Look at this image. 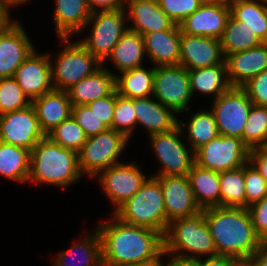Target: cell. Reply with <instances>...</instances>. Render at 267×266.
Returning <instances> with one entry per match:
<instances>
[{
  "mask_svg": "<svg viewBox=\"0 0 267 266\" xmlns=\"http://www.w3.org/2000/svg\"><path fill=\"white\" fill-rule=\"evenodd\" d=\"M113 220L96 227L102 241L103 266H140L164 253L163 236L150 228Z\"/></svg>",
  "mask_w": 267,
  "mask_h": 266,
  "instance_id": "obj_1",
  "label": "cell"
},
{
  "mask_svg": "<svg viewBox=\"0 0 267 266\" xmlns=\"http://www.w3.org/2000/svg\"><path fill=\"white\" fill-rule=\"evenodd\" d=\"M202 211L218 255L252 257L264 244L247 208L217 206Z\"/></svg>",
  "mask_w": 267,
  "mask_h": 266,
  "instance_id": "obj_2",
  "label": "cell"
},
{
  "mask_svg": "<svg viewBox=\"0 0 267 266\" xmlns=\"http://www.w3.org/2000/svg\"><path fill=\"white\" fill-rule=\"evenodd\" d=\"M82 178L78 153L61 147L47 136L31 150L29 179L31 183H46L68 187Z\"/></svg>",
  "mask_w": 267,
  "mask_h": 266,
  "instance_id": "obj_3",
  "label": "cell"
},
{
  "mask_svg": "<svg viewBox=\"0 0 267 266\" xmlns=\"http://www.w3.org/2000/svg\"><path fill=\"white\" fill-rule=\"evenodd\" d=\"M163 241L164 254L172 255L170 258L198 259L200 255L201 258L218 255L203 211L191 217L171 221Z\"/></svg>",
  "mask_w": 267,
  "mask_h": 266,
  "instance_id": "obj_4",
  "label": "cell"
},
{
  "mask_svg": "<svg viewBox=\"0 0 267 266\" xmlns=\"http://www.w3.org/2000/svg\"><path fill=\"white\" fill-rule=\"evenodd\" d=\"M113 215L123 223L150 228L164 237L166 214L160 181L153 176L147 178L131 198L113 211Z\"/></svg>",
  "mask_w": 267,
  "mask_h": 266,
  "instance_id": "obj_5",
  "label": "cell"
},
{
  "mask_svg": "<svg viewBox=\"0 0 267 266\" xmlns=\"http://www.w3.org/2000/svg\"><path fill=\"white\" fill-rule=\"evenodd\" d=\"M60 40L64 48L57 53L55 61L50 59L52 86L55 90L68 91L83 78L92 75L102 63L78 40L71 42L69 37H60Z\"/></svg>",
  "mask_w": 267,
  "mask_h": 266,
  "instance_id": "obj_6",
  "label": "cell"
},
{
  "mask_svg": "<svg viewBox=\"0 0 267 266\" xmlns=\"http://www.w3.org/2000/svg\"><path fill=\"white\" fill-rule=\"evenodd\" d=\"M126 21L129 23L125 8L93 12L82 30L91 26L89 37L78 41L103 63L127 31Z\"/></svg>",
  "mask_w": 267,
  "mask_h": 266,
  "instance_id": "obj_7",
  "label": "cell"
},
{
  "mask_svg": "<svg viewBox=\"0 0 267 266\" xmlns=\"http://www.w3.org/2000/svg\"><path fill=\"white\" fill-rule=\"evenodd\" d=\"M129 139L122 133L108 128L98 135L87 137L86 142L78 152V166L81 175L96 178L104 169L118 161Z\"/></svg>",
  "mask_w": 267,
  "mask_h": 266,
  "instance_id": "obj_8",
  "label": "cell"
},
{
  "mask_svg": "<svg viewBox=\"0 0 267 266\" xmlns=\"http://www.w3.org/2000/svg\"><path fill=\"white\" fill-rule=\"evenodd\" d=\"M249 153L242 139L219 134L194 152L195 164L220 173L244 166Z\"/></svg>",
  "mask_w": 267,
  "mask_h": 266,
  "instance_id": "obj_9",
  "label": "cell"
},
{
  "mask_svg": "<svg viewBox=\"0 0 267 266\" xmlns=\"http://www.w3.org/2000/svg\"><path fill=\"white\" fill-rule=\"evenodd\" d=\"M185 132L179 125L174 129L149 136L154 155L162 169L157 176L188 175L195 163L194 151L185 146L180 134ZM180 137V138H179Z\"/></svg>",
  "mask_w": 267,
  "mask_h": 266,
  "instance_id": "obj_10",
  "label": "cell"
},
{
  "mask_svg": "<svg viewBox=\"0 0 267 266\" xmlns=\"http://www.w3.org/2000/svg\"><path fill=\"white\" fill-rule=\"evenodd\" d=\"M252 105L253 102L242 87H231L213 100L210 109L219 134L242 139Z\"/></svg>",
  "mask_w": 267,
  "mask_h": 266,
  "instance_id": "obj_11",
  "label": "cell"
},
{
  "mask_svg": "<svg viewBox=\"0 0 267 266\" xmlns=\"http://www.w3.org/2000/svg\"><path fill=\"white\" fill-rule=\"evenodd\" d=\"M152 96L175 114L187 112L192 98L188 70L181 65L155 67Z\"/></svg>",
  "mask_w": 267,
  "mask_h": 266,
  "instance_id": "obj_12",
  "label": "cell"
},
{
  "mask_svg": "<svg viewBox=\"0 0 267 266\" xmlns=\"http://www.w3.org/2000/svg\"><path fill=\"white\" fill-rule=\"evenodd\" d=\"M141 166L132 163H118L104 169L97 175L101 188L116 210L127 199L131 198L147 180Z\"/></svg>",
  "mask_w": 267,
  "mask_h": 266,
  "instance_id": "obj_13",
  "label": "cell"
},
{
  "mask_svg": "<svg viewBox=\"0 0 267 266\" xmlns=\"http://www.w3.org/2000/svg\"><path fill=\"white\" fill-rule=\"evenodd\" d=\"M44 137L32 104L0 115V141L31 151Z\"/></svg>",
  "mask_w": 267,
  "mask_h": 266,
  "instance_id": "obj_14",
  "label": "cell"
},
{
  "mask_svg": "<svg viewBox=\"0 0 267 266\" xmlns=\"http://www.w3.org/2000/svg\"><path fill=\"white\" fill-rule=\"evenodd\" d=\"M230 16L228 0H205L201 6L180 24L182 33L219 39Z\"/></svg>",
  "mask_w": 267,
  "mask_h": 266,
  "instance_id": "obj_15",
  "label": "cell"
},
{
  "mask_svg": "<svg viewBox=\"0 0 267 266\" xmlns=\"http://www.w3.org/2000/svg\"><path fill=\"white\" fill-rule=\"evenodd\" d=\"M165 203L166 231L171 221L197 215V204L187 175L157 176Z\"/></svg>",
  "mask_w": 267,
  "mask_h": 266,
  "instance_id": "obj_16",
  "label": "cell"
},
{
  "mask_svg": "<svg viewBox=\"0 0 267 266\" xmlns=\"http://www.w3.org/2000/svg\"><path fill=\"white\" fill-rule=\"evenodd\" d=\"M34 49L21 22L13 20L0 33V78L14 77Z\"/></svg>",
  "mask_w": 267,
  "mask_h": 266,
  "instance_id": "obj_17",
  "label": "cell"
},
{
  "mask_svg": "<svg viewBox=\"0 0 267 266\" xmlns=\"http://www.w3.org/2000/svg\"><path fill=\"white\" fill-rule=\"evenodd\" d=\"M50 63V54L34 49L17 68L14 78L31 101L53 90Z\"/></svg>",
  "mask_w": 267,
  "mask_h": 266,
  "instance_id": "obj_18",
  "label": "cell"
},
{
  "mask_svg": "<svg viewBox=\"0 0 267 266\" xmlns=\"http://www.w3.org/2000/svg\"><path fill=\"white\" fill-rule=\"evenodd\" d=\"M225 61L219 39L181 32L180 62L187 70L210 67Z\"/></svg>",
  "mask_w": 267,
  "mask_h": 266,
  "instance_id": "obj_19",
  "label": "cell"
},
{
  "mask_svg": "<svg viewBox=\"0 0 267 266\" xmlns=\"http://www.w3.org/2000/svg\"><path fill=\"white\" fill-rule=\"evenodd\" d=\"M227 77L232 87H242L251 78L267 69V43L236 52L225 58Z\"/></svg>",
  "mask_w": 267,
  "mask_h": 266,
  "instance_id": "obj_20",
  "label": "cell"
},
{
  "mask_svg": "<svg viewBox=\"0 0 267 266\" xmlns=\"http://www.w3.org/2000/svg\"><path fill=\"white\" fill-rule=\"evenodd\" d=\"M146 56L158 66H177L180 62L181 30L174 24L170 29L143 34Z\"/></svg>",
  "mask_w": 267,
  "mask_h": 266,
  "instance_id": "obj_21",
  "label": "cell"
},
{
  "mask_svg": "<svg viewBox=\"0 0 267 266\" xmlns=\"http://www.w3.org/2000/svg\"><path fill=\"white\" fill-rule=\"evenodd\" d=\"M127 20L131 31L141 35L170 29L175 23L161 10L156 0H128Z\"/></svg>",
  "mask_w": 267,
  "mask_h": 266,
  "instance_id": "obj_22",
  "label": "cell"
},
{
  "mask_svg": "<svg viewBox=\"0 0 267 266\" xmlns=\"http://www.w3.org/2000/svg\"><path fill=\"white\" fill-rule=\"evenodd\" d=\"M31 104L35 108L40 129L45 136L72 115V104L67 91L53 89L34 98Z\"/></svg>",
  "mask_w": 267,
  "mask_h": 266,
  "instance_id": "obj_23",
  "label": "cell"
},
{
  "mask_svg": "<svg viewBox=\"0 0 267 266\" xmlns=\"http://www.w3.org/2000/svg\"><path fill=\"white\" fill-rule=\"evenodd\" d=\"M154 98H133L137 125L147 130L148 136L174 129L178 125L175 113Z\"/></svg>",
  "mask_w": 267,
  "mask_h": 266,
  "instance_id": "obj_24",
  "label": "cell"
},
{
  "mask_svg": "<svg viewBox=\"0 0 267 266\" xmlns=\"http://www.w3.org/2000/svg\"><path fill=\"white\" fill-rule=\"evenodd\" d=\"M115 75L106 66L101 65L92 75L76 83L67 91L72 106L87 105L111 94L116 89Z\"/></svg>",
  "mask_w": 267,
  "mask_h": 266,
  "instance_id": "obj_25",
  "label": "cell"
},
{
  "mask_svg": "<svg viewBox=\"0 0 267 266\" xmlns=\"http://www.w3.org/2000/svg\"><path fill=\"white\" fill-rule=\"evenodd\" d=\"M54 23L58 37H70L84 29L91 17L87 0H55Z\"/></svg>",
  "mask_w": 267,
  "mask_h": 266,
  "instance_id": "obj_26",
  "label": "cell"
},
{
  "mask_svg": "<svg viewBox=\"0 0 267 266\" xmlns=\"http://www.w3.org/2000/svg\"><path fill=\"white\" fill-rule=\"evenodd\" d=\"M93 232L60 252L53 260V266H103L101 236L97 229Z\"/></svg>",
  "mask_w": 267,
  "mask_h": 266,
  "instance_id": "obj_27",
  "label": "cell"
},
{
  "mask_svg": "<svg viewBox=\"0 0 267 266\" xmlns=\"http://www.w3.org/2000/svg\"><path fill=\"white\" fill-rule=\"evenodd\" d=\"M145 54L143 36L127 29L102 65H104L106 61L112 60L111 62L114 64V67L118 72L122 73L141 67Z\"/></svg>",
  "mask_w": 267,
  "mask_h": 266,
  "instance_id": "obj_28",
  "label": "cell"
},
{
  "mask_svg": "<svg viewBox=\"0 0 267 266\" xmlns=\"http://www.w3.org/2000/svg\"><path fill=\"white\" fill-rule=\"evenodd\" d=\"M195 200L201 209L220 206L219 172L195 164L188 173Z\"/></svg>",
  "mask_w": 267,
  "mask_h": 266,
  "instance_id": "obj_29",
  "label": "cell"
},
{
  "mask_svg": "<svg viewBox=\"0 0 267 266\" xmlns=\"http://www.w3.org/2000/svg\"><path fill=\"white\" fill-rule=\"evenodd\" d=\"M192 95L197 91L205 95L213 94L214 100L232 86L227 77V66L224 61L210 67L188 70Z\"/></svg>",
  "mask_w": 267,
  "mask_h": 266,
  "instance_id": "obj_30",
  "label": "cell"
},
{
  "mask_svg": "<svg viewBox=\"0 0 267 266\" xmlns=\"http://www.w3.org/2000/svg\"><path fill=\"white\" fill-rule=\"evenodd\" d=\"M228 3L230 14L237 21L246 23L263 43H267V1L228 0Z\"/></svg>",
  "mask_w": 267,
  "mask_h": 266,
  "instance_id": "obj_31",
  "label": "cell"
},
{
  "mask_svg": "<svg viewBox=\"0 0 267 266\" xmlns=\"http://www.w3.org/2000/svg\"><path fill=\"white\" fill-rule=\"evenodd\" d=\"M155 66L148 70L143 66L115 75V87L119 96L125 98L153 97Z\"/></svg>",
  "mask_w": 267,
  "mask_h": 266,
  "instance_id": "obj_32",
  "label": "cell"
},
{
  "mask_svg": "<svg viewBox=\"0 0 267 266\" xmlns=\"http://www.w3.org/2000/svg\"><path fill=\"white\" fill-rule=\"evenodd\" d=\"M31 151L0 141V175L25 183L29 179Z\"/></svg>",
  "mask_w": 267,
  "mask_h": 266,
  "instance_id": "obj_33",
  "label": "cell"
},
{
  "mask_svg": "<svg viewBox=\"0 0 267 266\" xmlns=\"http://www.w3.org/2000/svg\"><path fill=\"white\" fill-rule=\"evenodd\" d=\"M220 42L225 58L230 54L246 51L263 43L260 38L246 26V23L237 21L231 14L226 22V27L220 38Z\"/></svg>",
  "mask_w": 267,
  "mask_h": 266,
  "instance_id": "obj_34",
  "label": "cell"
},
{
  "mask_svg": "<svg viewBox=\"0 0 267 266\" xmlns=\"http://www.w3.org/2000/svg\"><path fill=\"white\" fill-rule=\"evenodd\" d=\"M178 125L182 130L185 129V126L187 127L189 147L194 152L219 135L216 120L211 110L196 111L188 123L178 120Z\"/></svg>",
  "mask_w": 267,
  "mask_h": 266,
  "instance_id": "obj_35",
  "label": "cell"
},
{
  "mask_svg": "<svg viewBox=\"0 0 267 266\" xmlns=\"http://www.w3.org/2000/svg\"><path fill=\"white\" fill-rule=\"evenodd\" d=\"M220 206L245 208L244 166L219 173Z\"/></svg>",
  "mask_w": 267,
  "mask_h": 266,
  "instance_id": "obj_36",
  "label": "cell"
},
{
  "mask_svg": "<svg viewBox=\"0 0 267 266\" xmlns=\"http://www.w3.org/2000/svg\"><path fill=\"white\" fill-rule=\"evenodd\" d=\"M242 140L250 149L267 143V107L252 105Z\"/></svg>",
  "mask_w": 267,
  "mask_h": 266,
  "instance_id": "obj_37",
  "label": "cell"
},
{
  "mask_svg": "<svg viewBox=\"0 0 267 266\" xmlns=\"http://www.w3.org/2000/svg\"><path fill=\"white\" fill-rule=\"evenodd\" d=\"M46 136L61 147L71 149L77 153L87 140L84 130L72 116L64 120Z\"/></svg>",
  "mask_w": 267,
  "mask_h": 266,
  "instance_id": "obj_38",
  "label": "cell"
},
{
  "mask_svg": "<svg viewBox=\"0 0 267 266\" xmlns=\"http://www.w3.org/2000/svg\"><path fill=\"white\" fill-rule=\"evenodd\" d=\"M31 103L14 77L0 78V115L26 108Z\"/></svg>",
  "mask_w": 267,
  "mask_h": 266,
  "instance_id": "obj_39",
  "label": "cell"
},
{
  "mask_svg": "<svg viewBox=\"0 0 267 266\" xmlns=\"http://www.w3.org/2000/svg\"><path fill=\"white\" fill-rule=\"evenodd\" d=\"M135 126H137V120L133 106V98H125L119 96L117 93L112 129L122 133L130 140Z\"/></svg>",
  "mask_w": 267,
  "mask_h": 266,
  "instance_id": "obj_40",
  "label": "cell"
},
{
  "mask_svg": "<svg viewBox=\"0 0 267 266\" xmlns=\"http://www.w3.org/2000/svg\"><path fill=\"white\" fill-rule=\"evenodd\" d=\"M244 182L245 208L267 196V182L250 161L244 165Z\"/></svg>",
  "mask_w": 267,
  "mask_h": 266,
  "instance_id": "obj_41",
  "label": "cell"
},
{
  "mask_svg": "<svg viewBox=\"0 0 267 266\" xmlns=\"http://www.w3.org/2000/svg\"><path fill=\"white\" fill-rule=\"evenodd\" d=\"M205 0H158L161 10L177 25L195 12Z\"/></svg>",
  "mask_w": 267,
  "mask_h": 266,
  "instance_id": "obj_42",
  "label": "cell"
},
{
  "mask_svg": "<svg viewBox=\"0 0 267 266\" xmlns=\"http://www.w3.org/2000/svg\"><path fill=\"white\" fill-rule=\"evenodd\" d=\"M84 130L87 137L98 135L108 127L91 112L87 105L72 106L71 115Z\"/></svg>",
  "mask_w": 267,
  "mask_h": 266,
  "instance_id": "obj_43",
  "label": "cell"
},
{
  "mask_svg": "<svg viewBox=\"0 0 267 266\" xmlns=\"http://www.w3.org/2000/svg\"><path fill=\"white\" fill-rule=\"evenodd\" d=\"M117 100L116 89L104 98L95 100L87 104L88 108L94 113L100 121L108 128H112V120Z\"/></svg>",
  "mask_w": 267,
  "mask_h": 266,
  "instance_id": "obj_44",
  "label": "cell"
},
{
  "mask_svg": "<svg viewBox=\"0 0 267 266\" xmlns=\"http://www.w3.org/2000/svg\"><path fill=\"white\" fill-rule=\"evenodd\" d=\"M242 88L253 104L267 107V69L251 78Z\"/></svg>",
  "mask_w": 267,
  "mask_h": 266,
  "instance_id": "obj_45",
  "label": "cell"
},
{
  "mask_svg": "<svg viewBox=\"0 0 267 266\" xmlns=\"http://www.w3.org/2000/svg\"><path fill=\"white\" fill-rule=\"evenodd\" d=\"M256 235L267 244V196L248 208Z\"/></svg>",
  "mask_w": 267,
  "mask_h": 266,
  "instance_id": "obj_46",
  "label": "cell"
},
{
  "mask_svg": "<svg viewBox=\"0 0 267 266\" xmlns=\"http://www.w3.org/2000/svg\"><path fill=\"white\" fill-rule=\"evenodd\" d=\"M249 161L267 182V152L262 147L250 149Z\"/></svg>",
  "mask_w": 267,
  "mask_h": 266,
  "instance_id": "obj_47",
  "label": "cell"
},
{
  "mask_svg": "<svg viewBox=\"0 0 267 266\" xmlns=\"http://www.w3.org/2000/svg\"><path fill=\"white\" fill-rule=\"evenodd\" d=\"M87 4L92 13L123 8L116 0H87Z\"/></svg>",
  "mask_w": 267,
  "mask_h": 266,
  "instance_id": "obj_48",
  "label": "cell"
},
{
  "mask_svg": "<svg viewBox=\"0 0 267 266\" xmlns=\"http://www.w3.org/2000/svg\"><path fill=\"white\" fill-rule=\"evenodd\" d=\"M232 257L226 255L208 256L206 259L198 258L202 262V266H229ZM204 261H203V260Z\"/></svg>",
  "mask_w": 267,
  "mask_h": 266,
  "instance_id": "obj_49",
  "label": "cell"
},
{
  "mask_svg": "<svg viewBox=\"0 0 267 266\" xmlns=\"http://www.w3.org/2000/svg\"><path fill=\"white\" fill-rule=\"evenodd\" d=\"M255 266H267V244H263L253 255H252Z\"/></svg>",
  "mask_w": 267,
  "mask_h": 266,
  "instance_id": "obj_50",
  "label": "cell"
},
{
  "mask_svg": "<svg viewBox=\"0 0 267 266\" xmlns=\"http://www.w3.org/2000/svg\"><path fill=\"white\" fill-rule=\"evenodd\" d=\"M170 262L172 266H202L199 259L171 258Z\"/></svg>",
  "mask_w": 267,
  "mask_h": 266,
  "instance_id": "obj_51",
  "label": "cell"
},
{
  "mask_svg": "<svg viewBox=\"0 0 267 266\" xmlns=\"http://www.w3.org/2000/svg\"><path fill=\"white\" fill-rule=\"evenodd\" d=\"M9 13L10 9L0 5V33L13 21Z\"/></svg>",
  "mask_w": 267,
  "mask_h": 266,
  "instance_id": "obj_52",
  "label": "cell"
},
{
  "mask_svg": "<svg viewBox=\"0 0 267 266\" xmlns=\"http://www.w3.org/2000/svg\"><path fill=\"white\" fill-rule=\"evenodd\" d=\"M229 266H255L253 257L231 258Z\"/></svg>",
  "mask_w": 267,
  "mask_h": 266,
  "instance_id": "obj_53",
  "label": "cell"
},
{
  "mask_svg": "<svg viewBox=\"0 0 267 266\" xmlns=\"http://www.w3.org/2000/svg\"><path fill=\"white\" fill-rule=\"evenodd\" d=\"M27 1L30 0H0V5L7 9H11V6H16V4L21 5V3H26Z\"/></svg>",
  "mask_w": 267,
  "mask_h": 266,
  "instance_id": "obj_54",
  "label": "cell"
},
{
  "mask_svg": "<svg viewBox=\"0 0 267 266\" xmlns=\"http://www.w3.org/2000/svg\"><path fill=\"white\" fill-rule=\"evenodd\" d=\"M163 256H166V255L163 253L156 260L149 262V263L142 264L140 266H172L170 260H168V262H165L166 264L161 262L160 258L162 259Z\"/></svg>",
  "mask_w": 267,
  "mask_h": 266,
  "instance_id": "obj_55",
  "label": "cell"
},
{
  "mask_svg": "<svg viewBox=\"0 0 267 266\" xmlns=\"http://www.w3.org/2000/svg\"><path fill=\"white\" fill-rule=\"evenodd\" d=\"M123 8L126 9L128 0H116Z\"/></svg>",
  "mask_w": 267,
  "mask_h": 266,
  "instance_id": "obj_56",
  "label": "cell"
},
{
  "mask_svg": "<svg viewBox=\"0 0 267 266\" xmlns=\"http://www.w3.org/2000/svg\"><path fill=\"white\" fill-rule=\"evenodd\" d=\"M262 148L267 152V143Z\"/></svg>",
  "mask_w": 267,
  "mask_h": 266,
  "instance_id": "obj_57",
  "label": "cell"
}]
</instances>
